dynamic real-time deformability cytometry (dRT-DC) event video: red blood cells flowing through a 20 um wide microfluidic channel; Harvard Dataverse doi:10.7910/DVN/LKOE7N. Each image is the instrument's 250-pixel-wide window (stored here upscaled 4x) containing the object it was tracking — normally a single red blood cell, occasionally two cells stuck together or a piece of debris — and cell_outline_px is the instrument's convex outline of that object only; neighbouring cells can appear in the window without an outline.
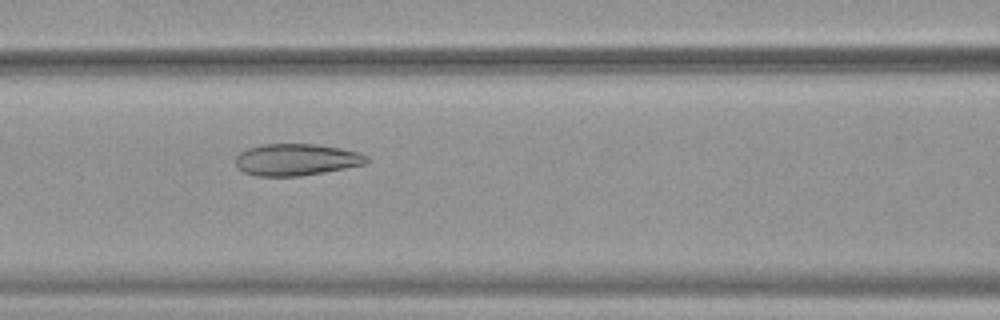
{"species": "common noctule bat (a hibernating species)", "species_latin": "Nyctalus noctula", "temperature_condition": "warm", "stored_images_in_passage": 52, "camera_frame_rate_fps": 3000, "um_per_image_px": 0.085, "animal": {"sex": "female", "body_mass_g": 19.9}, "frame": {"image": 1, "passage_image": 23, "time_ms": 7.333, "image_size_px": [1000, 320], "cell_outline_px": [[372, 160], [368, 164], [324, 172], [300, 176], [256, 176], [244, 172], [236, 168], [236, 156], [240, 152], [248, 148], [260, 144], [316, 144], [340, 148], [360, 152], [368, 156]], "centroid_in_image_um": [25.23, 13.57], "position_along_channel_um": 141.4, "area_um2": 24.62}}
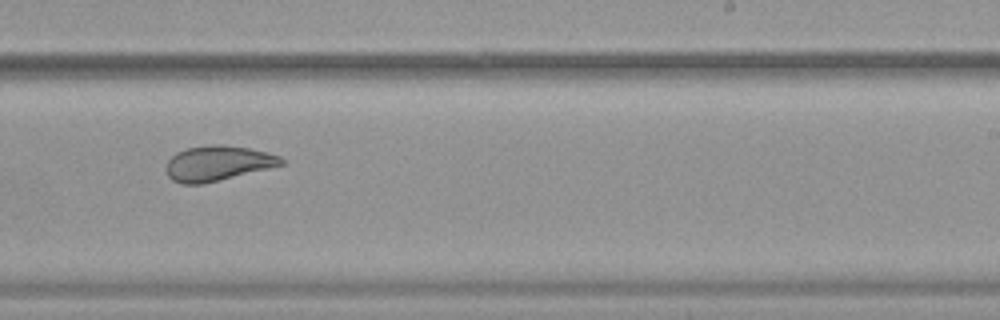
{"frame": {"image": 2, "passage_image": 33, "time_ms": 10.667, "image_size_px": [1000, 320], "cell_outline_px": [[284, 164], [204, 184], [180, 184], [172, 180], [168, 176], [164, 168], [168, 160], [176, 152], [188, 148], [212, 144], [224, 144], [248, 148], [280, 156], [284, 160]], "centroid_in_image_um": [18.45, 13.88], "position_along_channel_um": 270.6, "area_um2": 23.52}}
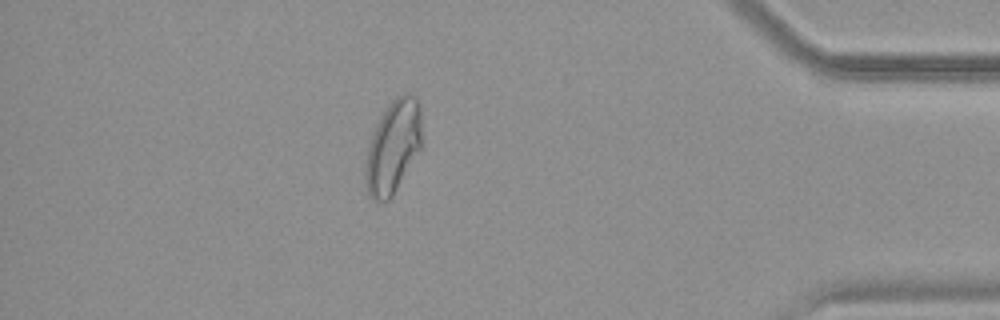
{"frame": {"image": 3, "passage_image": 46, "time_ms": 15.0, "image_size_px": [1000, 320], "cell_outline_px": [[420, 148], [392, 196], [388, 200], [372, 200], [368, 196], [364, 180], [364, 176], [368, 148], [372, 136], [388, 104], [396, 96], [404, 92], [412, 92], [416, 96], [420, 104]], "centroid_in_image_um": [33.4, 12.46], "position_along_channel_um": 401.8, "area_um2": 30.0}, "authors_computed_cell_mechanics": {"area_um2": 29.5358, "velocity_mm_per_s": 3.8863, "shape_relaxation_time_tau1_ms": null, "shape_relaxation_time_tau2_ms": 1.1933, "deformation_change_tau1": null, "deformation_change_tau2": 0.0737}}